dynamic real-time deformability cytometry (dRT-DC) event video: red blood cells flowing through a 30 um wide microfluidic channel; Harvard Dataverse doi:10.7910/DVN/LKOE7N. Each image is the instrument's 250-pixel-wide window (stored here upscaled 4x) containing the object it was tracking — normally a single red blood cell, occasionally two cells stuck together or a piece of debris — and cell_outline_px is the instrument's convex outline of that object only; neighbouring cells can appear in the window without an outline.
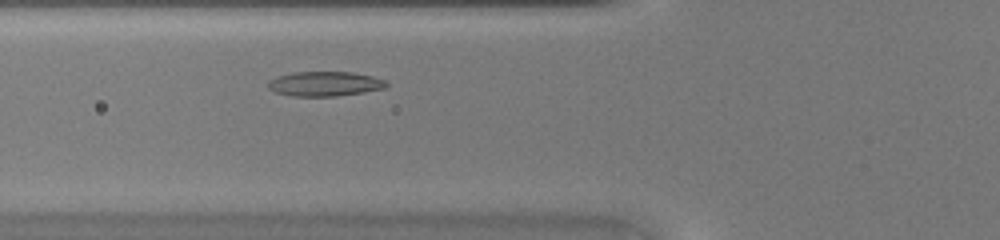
{"species": "common noctule bat (a hibernating species)", "species_latin": "Nyctalus noctula", "temperature_condition": "warm", "stored_images_in_passage": 35, "camera_frame_rate_fps": 3000, "um_per_image_px": 0.085, "animal": {"sex": "female", "body_mass_g": 20.0, "forearm_length_mm": 54.0}, "frame": {"image": 1, "passage_image": 6, "time_ms": 1.667, "image_size_px": [1000, 240], "cell_outline_px": [[388, 84], [384, 88], [364, 92], [336, 96], [292, 96], [276, 92], [268, 88], [268, 80], [276, 76], [292, 72], [352, 72], [372, 76], [384, 80]], "centroid_in_image_um": [27.57, 7.12], "position_along_channel_um": 98.2, "area_um2": 16.99}}
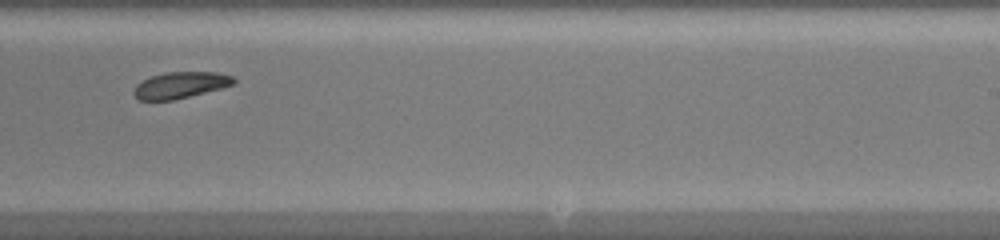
{"frame": {"image": 2, "passage_image": 18, "time_ms": 5.667, "image_size_px": [1000, 240], "cell_outline_px": [[236, 84], [172, 100], [140, 100], [132, 92], [136, 84], [152, 76], [168, 72], [216, 72], [232, 76], [236, 80]], "centroid_in_image_um": [15.34, 7.22], "position_along_channel_um": 273.7, "area_um2": 15.09}}
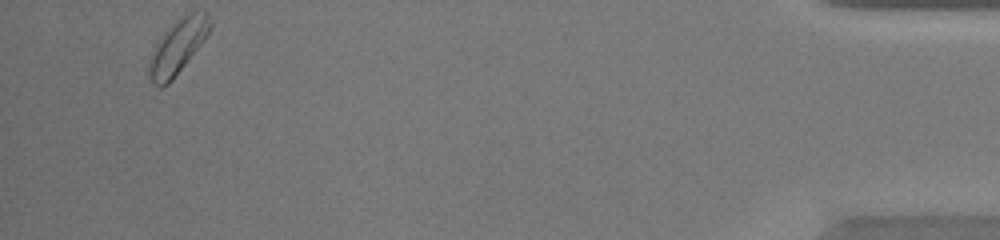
{"frame": {"image": 3, "passage_image": 33, "time_ms": 10.667, "image_size_px": [1000, 240], "cell_outline_px": [[212, 28], [200, 44], [172, 80], [168, 84], [160, 88], [152, 84], [148, 76], [148, 64], [152, 52], [160, 40], [172, 24], [184, 16], [192, 12], [208, 12], [212, 24]], "centroid_in_image_um": [15.1, 4.0], "position_along_channel_um": 420.1, "area_um2": 18.73}}